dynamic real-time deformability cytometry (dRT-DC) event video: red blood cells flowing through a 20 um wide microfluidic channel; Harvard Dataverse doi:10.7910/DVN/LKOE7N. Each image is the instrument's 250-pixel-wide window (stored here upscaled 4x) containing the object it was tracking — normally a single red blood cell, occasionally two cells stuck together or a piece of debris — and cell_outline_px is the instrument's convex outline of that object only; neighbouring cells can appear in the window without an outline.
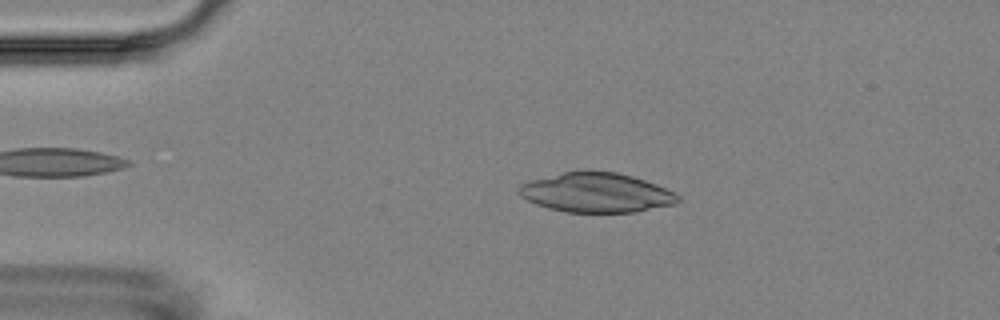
{"species": "Egyptian fruit bat (a non-hibernating species)", "species_latin": "Rousettus aegyptiacus", "temperature_condition": "room temperature", "stored_images_in_passage": 3, "camera_frame_rate_fps": 3000, "um_per_image_px": 0.085, "animal": {"sex": "female"}, "frame": {"image": 1, "passage_image": 2, "time_ms": 1.0, "image_size_px": [1000, 320], "cell_outline_px": [[680, 200], [676, 204], [636, 212], [564, 212], [548, 208], [536, 204], [520, 196], [516, 192], [516, 188], [520, 184], [532, 180], [564, 172], [616, 172], [632, 176], [656, 184], [680, 196]], "centroid_in_image_um": [50.67, 16.39], "position_along_channel_um": 34.3, "area_um2": 36.36}}